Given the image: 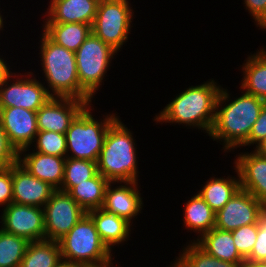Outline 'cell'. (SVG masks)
Masks as SVG:
<instances>
[{
	"instance_id": "obj_45",
	"label": "cell",
	"mask_w": 266,
	"mask_h": 267,
	"mask_svg": "<svg viewBox=\"0 0 266 267\" xmlns=\"http://www.w3.org/2000/svg\"><path fill=\"white\" fill-rule=\"evenodd\" d=\"M170 264L171 265H169V267H178V264H177V260L176 259H174V261H172Z\"/></svg>"
},
{
	"instance_id": "obj_7",
	"label": "cell",
	"mask_w": 266,
	"mask_h": 267,
	"mask_svg": "<svg viewBox=\"0 0 266 267\" xmlns=\"http://www.w3.org/2000/svg\"><path fill=\"white\" fill-rule=\"evenodd\" d=\"M130 0H99L92 33L117 52L128 42L134 9ZM121 49V50H120Z\"/></svg>"
},
{
	"instance_id": "obj_43",
	"label": "cell",
	"mask_w": 266,
	"mask_h": 267,
	"mask_svg": "<svg viewBox=\"0 0 266 267\" xmlns=\"http://www.w3.org/2000/svg\"><path fill=\"white\" fill-rule=\"evenodd\" d=\"M56 267H75V266H71V265H68L65 261H62L58 266Z\"/></svg>"
},
{
	"instance_id": "obj_15",
	"label": "cell",
	"mask_w": 266,
	"mask_h": 267,
	"mask_svg": "<svg viewBox=\"0 0 266 267\" xmlns=\"http://www.w3.org/2000/svg\"><path fill=\"white\" fill-rule=\"evenodd\" d=\"M138 186V181L109 182L102 207L133 224V218L140 215L144 206Z\"/></svg>"
},
{
	"instance_id": "obj_22",
	"label": "cell",
	"mask_w": 266,
	"mask_h": 267,
	"mask_svg": "<svg viewBox=\"0 0 266 267\" xmlns=\"http://www.w3.org/2000/svg\"><path fill=\"white\" fill-rule=\"evenodd\" d=\"M266 47L248 55L242 67L243 78L241 86L243 91L266 101Z\"/></svg>"
},
{
	"instance_id": "obj_14",
	"label": "cell",
	"mask_w": 266,
	"mask_h": 267,
	"mask_svg": "<svg viewBox=\"0 0 266 267\" xmlns=\"http://www.w3.org/2000/svg\"><path fill=\"white\" fill-rule=\"evenodd\" d=\"M0 122L17 152L31 147L38 133L36 111L21 107H0Z\"/></svg>"
},
{
	"instance_id": "obj_26",
	"label": "cell",
	"mask_w": 266,
	"mask_h": 267,
	"mask_svg": "<svg viewBox=\"0 0 266 267\" xmlns=\"http://www.w3.org/2000/svg\"><path fill=\"white\" fill-rule=\"evenodd\" d=\"M109 181L100 173L74 186L68 193L86 211L103 206L105 189Z\"/></svg>"
},
{
	"instance_id": "obj_6",
	"label": "cell",
	"mask_w": 266,
	"mask_h": 267,
	"mask_svg": "<svg viewBox=\"0 0 266 267\" xmlns=\"http://www.w3.org/2000/svg\"><path fill=\"white\" fill-rule=\"evenodd\" d=\"M88 104L71 122L66 132V158L98 161L109 126L120 116L109 113L102 119L94 118Z\"/></svg>"
},
{
	"instance_id": "obj_13",
	"label": "cell",
	"mask_w": 266,
	"mask_h": 267,
	"mask_svg": "<svg viewBox=\"0 0 266 267\" xmlns=\"http://www.w3.org/2000/svg\"><path fill=\"white\" fill-rule=\"evenodd\" d=\"M88 105L72 97H51L37 111L38 131L66 134L71 122Z\"/></svg>"
},
{
	"instance_id": "obj_36",
	"label": "cell",
	"mask_w": 266,
	"mask_h": 267,
	"mask_svg": "<svg viewBox=\"0 0 266 267\" xmlns=\"http://www.w3.org/2000/svg\"><path fill=\"white\" fill-rule=\"evenodd\" d=\"M266 137V103L261 109L259 117L257 121L252 126L251 132L249 134V138L247 141L241 146H255Z\"/></svg>"
},
{
	"instance_id": "obj_34",
	"label": "cell",
	"mask_w": 266,
	"mask_h": 267,
	"mask_svg": "<svg viewBox=\"0 0 266 267\" xmlns=\"http://www.w3.org/2000/svg\"><path fill=\"white\" fill-rule=\"evenodd\" d=\"M18 162V152L10 144L0 122V167H9Z\"/></svg>"
},
{
	"instance_id": "obj_28",
	"label": "cell",
	"mask_w": 266,
	"mask_h": 267,
	"mask_svg": "<svg viewBox=\"0 0 266 267\" xmlns=\"http://www.w3.org/2000/svg\"><path fill=\"white\" fill-rule=\"evenodd\" d=\"M189 243H186L188 245L180 250L176 258L178 267H244L209 255L195 241L189 240Z\"/></svg>"
},
{
	"instance_id": "obj_12",
	"label": "cell",
	"mask_w": 266,
	"mask_h": 267,
	"mask_svg": "<svg viewBox=\"0 0 266 267\" xmlns=\"http://www.w3.org/2000/svg\"><path fill=\"white\" fill-rule=\"evenodd\" d=\"M263 206L264 204L251 193L240 188L224 207L216 212L215 228L232 231L241 226L256 224Z\"/></svg>"
},
{
	"instance_id": "obj_31",
	"label": "cell",
	"mask_w": 266,
	"mask_h": 267,
	"mask_svg": "<svg viewBox=\"0 0 266 267\" xmlns=\"http://www.w3.org/2000/svg\"><path fill=\"white\" fill-rule=\"evenodd\" d=\"M31 147L33 151L42 154L66 157V134L53 131H38Z\"/></svg>"
},
{
	"instance_id": "obj_19",
	"label": "cell",
	"mask_w": 266,
	"mask_h": 267,
	"mask_svg": "<svg viewBox=\"0 0 266 267\" xmlns=\"http://www.w3.org/2000/svg\"><path fill=\"white\" fill-rule=\"evenodd\" d=\"M43 23L93 25L99 0H50Z\"/></svg>"
},
{
	"instance_id": "obj_39",
	"label": "cell",
	"mask_w": 266,
	"mask_h": 267,
	"mask_svg": "<svg viewBox=\"0 0 266 267\" xmlns=\"http://www.w3.org/2000/svg\"><path fill=\"white\" fill-rule=\"evenodd\" d=\"M258 230H262V235H266V205L260 210L258 217Z\"/></svg>"
},
{
	"instance_id": "obj_46",
	"label": "cell",
	"mask_w": 266,
	"mask_h": 267,
	"mask_svg": "<svg viewBox=\"0 0 266 267\" xmlns=\"http://www.w3.org/2000/svg\"><path fill=\"white\" fill-rule=\"evenodd\" d=\"M257 154L262 155L266 158V153H257Z\"/></svg>"
},
{
	"instance_id": "obj_17",
	"label": "cell",
	"mask_w": 266,
	"mask_h": 267,
	"mask_svg": "<svg viewBox=\"0 0 266 267\" xmlns=\"http://www.w3.org/2000/svg\"><path fill=\"white\" fill-rule=\"evenodd\" d=\"M233 164L239 174L241 189L266 205V158L254 150L240 152Z\"/></svg>"
},
{
	"instance_id": "obj_41",
	"label": "cell",
	"mask_w": 266,
	"mask_h": 267,
	"mask_svg": "<svg viewBox=\"0 0 266 267\" xmlns=\"http://www.w3.org/2000/svg\"><path fill=\"white\" fill-rule=\"evenodd\" d=\"M244 267H266V261L246 262Z\"/></svg>"
},
{
	"instance_id": "obj_30",
	"label": "cell",
	"mask_w": 266,
	"mask_h": 267,
	"mask_svg": "<svg viewBox=\"0 0 266 267\" xmlns=\"http://www.w3.org/2000/svg\"><path fill=\"white\" fill-rule=\"evenodd\" d=\"M98 173L97 162L66 158L62 191L69 192L74 186L93 178Z\"/></svg>"
},
{
	"instance_id": "obj_10",
	"label": "cell",
	"mask_w": 266,
	"mask_h": 267,
	"mask_svg": "<svg viewBox=\"0 0 266 267\" xmlns=\"http://www.w3.org/2000/svg\"><path fill=\"white\" fill-rule=\"evenodd\" d=\"M45 239L58 241L87 213L68 192L54 190L43 206Z\"/></svg>"
},
{
	"instance_id": "obj_44",
	"label": "cell",
	"mask_w": 266,
	"mask_h": 267,
	"mask_svg": "<svg viewBox=\"0 0 266 267\" xmlns=\"http://www.w3.org/2000/svg\"><path fill=\"white\" fill-rule=\"evenodd\" d=\"M114 262L112 261L111 263H109V264H107V265H104V266H99V267H121V265L119 266H117V265H114L113 264Z\"/></svg>"
},
{
	"instance_id": "obj_27",
	"label": "cell",
	"mask_w": 266,
	"mask_h": 267,
	"mask_svg": "<svg viewBox=\"0 0 266 267\" xmlns=\"http://www.w3.org/2000/svg\"><path fill=\"white\" fill-rule=\"evenodd\" d=\"M62 262L58 241L30 242L19 267H56Z\"/></svg>"
},
{
	"instance_id": "obj_2",
	"label": "cell",
	"mask_w": 266,
	"mask_h": 267,
	"mask_svg": "<svg viewBox=\"0 0 266 267\" xmlns=\"http://www.w3.org/2000/svg\"><path fill=\"white\" fill-rule=\"evenodd\" d=\"M185 89L172 98L153 120L161 124L165 122L198 128L208 135L214 122L216 100L221 85L212 78L203 84L191 85Z\"/></svg>"
},
{
	"instance_id": "obj_29",
	"label": "cell",
	"mask_w": 266,
	"mask_h": 267,
	"mask_svg": "<svg viewBox=\"0 0 266 267\" xmlns=\"http://www.w3.org/2000/svg\"><path fill=\"white\" fill-rule=\"evenodd\" d=\"M29 243L0 228V267H19Z\"/></svg>"
},
{
	"instance_id": "obj_23",
	"label": "cell",
	"mask_w": 266,
	"mask_h": 267,
	"mask_svg": "<svg viewBox=\"0 0 266 267\" xmlns=\"http://www.w3.org/2000/svg\"><path fill=\"white\" fill-rule=\"evenodd\" d=\"M235 174L229 175L223 178L212 176L204 184L203 187L198 190L197 193L205 200V202L211 207L214 212L219 211L224 205L235 195V193L241 188L239 174L234 167Z\"/></svg>"
},
{
	"instance_id": "obj_3",
	"label": "cell",
	"mask_w": 266,
	"mask_h": 267,
	"mask_svg": "<svg viewBox=\"0 0 266 267\" xmlns=\"http://www.w3.org/2000/svg\"><path fill=\"white\" fill-rule=\"evenodd\" d=\"M40 36L38 55L48 93L52 97H72L92 104L93 98L79 83L75 52L54 43L43 32Z\"/></svg>"
},
{
	"instance_id": "obj_37",
	"label": "cell",
	"mask_w": 266,
	"mask_h": 267,
	"mask_svg": "<svg viewBox=\"0 0 266 267\" xmlns=\"http://www.w3.org/2000/svg\"><path fill=\"white\" fill-rule=\"evenodd\" d=\"M266 260V235H262V230H258L255 245L245 262H256Z\"/></svg>"
},
{
	"instance_id": "obj_8",
	"label": "cell",
	"mask_w": 266,
	"mask_h": 267,
	"mask_svg": "<svg viewBox=\"0 0 266 267\" xmlns=\"http://www.w3.org/2000/svg\"><path fill=\"white\" fill-rule=\"evenodd\" d=\"M117 51L93 33L75 52L80 86L92 97L102 86Z\"/></svg>"
},
{
	"instance_id": "obj_4",
	"label": "cell",
	"mask_w": 266,
	"mask_h": 267,
	"mask_svg": "<svg viewBox=\"0 0 266 267\" xmlns=\"http://www.w3.org/2000/svg\"><path fill=\"white\" fill-rule=\"evenodd\" d=\"M117 118L108 128L97 161L98 173L109 182L138 181L137 146L133 132Z\"/></svg>"
},
{
	"instance_id": "obj_40",
	"label": "cell",
	"mask_w": 266,
	"mask_h": 267,
	"mask_svg": "<svg viewBox=\"0 0 266 267\" xmlns=\"http://www.w3.org/2000/svg\"><path fill=\"white\" fill-rule=\"evenodd\" d=\"M253 149L256 153H266V137L254 146Z\"/></svg>"
},
{
	"instance_id": "obj_5",
	"label": "cell",
	"mask_w": 266,
	"mask_h": 267,
	"mask_svg": "<svg viewBox=\"0 0 266 267\" xmlns=\"http://www.w3.org/2000/svg\"><path fill=\"white\" fill-rule=\"evenodd\" d=\"M58 243L62 261L71 266L99 267L114 260L113 251L102 241L87 213Z\"/></svg>"
},
{
	"instance_id": "obj_32",
	"label": "cell",
	"mask_w": 266,
	"mask_h": 267,
	"mask_svg": "<svg viewBox=\"0 0 266 267\" xmlns=\"http://www.w3.org/2000/svg\"><path fill=\"white\" fill-rule=\"evenodd\" d=\"M234 244L239 254L246 260L253 246L255 245L258 234V223L241 226L238 229L232 230Z\"/></svg>"
},
{
	"instance_id": "obj_20",
	"label": "cell",
	"mask_w": 266,
	"mask_h": 267,
	"mask_svg": "<svg viewBox=\"0 0 266 267\" xmlns=\"http://www.w3.org/2000/svg\"><path fill=\"white\" fill-rule=\"evenodd\" d=\"M87 214L92 218L100 238L111 251L115 245L127 243L131 230H134L126 219L103 207L88 211Z\"/></svg>"
},
{
	"instance_id": "obj_33",
	"label": "cell",
	"mask_w": 266,
	"mask_h": 267,
	"mask_svg": "<svg viewBox=\"0 0 266 267\" xmlns=\"http://www.w3.org/2000/svg\"><path fill=\"white\" fill-rule=\"evenodd\" d=\"M13 200L12 165L0 167V206L7 207Z\"/></svg>"
},
{
	"instance_id": "obj_21",
	"label": "cell",
	"mask_w": 266,
	"mask_h": 267,
	"mask_svg": "<svg viewBox=\"0 0 266 267\" xmlns=\"http://www.w3.org/2000/svg\"><path fill=\"white\" fill-rule=\"evenodd\" d=\"M209 255L226 262L244 265L245 259L239 254L231 231L217 228L204 233L199 239H193Z\"/></svg>"
},
{
	"instance_id": "obj_1",
	"label": "cell",
	"mask_w": 266,
	"mask_h": 267,
	"mask_svg": "<svg viewBox=\"0 0 266 267\" xmlns=\"http://www.w3.org/2000/svg\"><path fill=\"white\" fill-rule=\"evenodd\" d=\"M240 91L242 95L232 100L228 89L221 87L216 100L214 122L208 136L217 144L222 142L223 152H233L247 141L266 103L261 98Z\"/></svg>"
},
{
	"instance_id": "obj_18",
	"label": "cell",
	"mask_w": 266,
	"mask_h": 267,
	"mask_svg": "<svg viewBox=\"0 0 266 267\" xmlns=\"http://www.w3.org/2000/svg\"><path fill=\"white\" fill-rule=\"evenodd\" d=\"M13 203L43 208L55 190L32 176L18 162L12 165Z\"/></svg>"
},
{
	"instance_id": "obj_38",
	"label": "cell",
	"mask_w": 266,
	"mask_h": 267,
	"mask_svg": "<svg viewBox=\"0 0 266 267\" xmlns=\"http://www.w3.org/2000/svg\"><path fill=\"white\" fill-rule=\"evenodd\" d=\"M9 66L10 65L7 63V60L5 61L3 55H0V87L2 83L14 73L10 70L11 68Z\"/></svg>"
},
{
	"instance_id": "obj_25",
	"label": "cell",
	"mask_w": 266,
	"mask_h": 267,
	"mask_svg": "<svg viewBox=\"0 0 266 267\" xmlns=\"http://www.w3.org/2000/svg\"><path fill=\"white\" fill-rule=\"evenodd\" d=\"M185 203L183 206L184 226L188 231L193 230L194 233H197V239H199L204 233L215 227L216 212L211 209L199 193L193 195Z\"/></svg>"
},
{
	"instance_id": "obj_11",
	"label": "cell",
	"mask_w": 266,
	"mask_h": 267,
	"mask_svg": "<svg viewBox=\"0 0 266 267\" xmlns=\"http://www.w3.org/2000/svg\"><path fill=\"white\" fill-rule=\"evenodd\" d=\"M1 212L0 227L5 232L23 237L29 242L45 240L43 208L12 202Z\"/></svg>"
},
{
	"instance_id": "obj_24",
	"label": "cell",
	"mask_w": 266,
	"mask_h": 267,
	"mask_svg": "<svg viewBox=\"0 0 266 267\" xmlns=\"http://www.w3.org/2000/svg\"><path fill=\"white\" fill-rule=\"evenodd\" d=\"M41 28L51 41L73 52L92 33V26L83 23H44Z\"/></svg>"
},
{
	"instance_id": "obj_42",
	"label": "cell",
	"mask_w": 266,
	"mask_h": 267,
	"mask_svg": "<svg viewBox=\"0 0 266 267\" xmlns=\"http://www.w3.org/2000/svg\"><path fill=\"white\" fill-rule=\"evenodd\" d=\"M4 20H5V19L3 18V15H2L1 12H0V31H2L3 28H4V23H5Z\"/></svg>"
},
{
	"instance_id": "obj_9",
	"label": "cell",
	"mask_w": 266,
	"mask_h": 267,
	"mask_svg": "<svg viewBox=\"0 0 266 267\" xmlns=\"http://www.w3.org/2000/svg\"><path fill=\"white\" fill-rule=\"evenodd\" d=\"M16 73L0 87V107H21L37 111L52 97L44 86L45 81L36 79L33 72Z\"/></svg>"
},
{
	"instance_id": "obj_35",
	"label": "cell",
	"mask_w": 266,
	"mask_h": 267,
	"mask_svg": "<svg viewBox=\"0 0 266 267\" xmlns=\"http://www.w3.org/2000/svg\"><path fill=\"white\" fill-rule=\"evenodd\" d=\"M243 4L257 28L266 31V0H244Z\"/></svg>"
},
{
	"instance_id": "obj_16",
	"label": "cell",
	"mask_w": 266,
	"mask_h": 267,
	"mask_svg": "<svg viewBox=\"0 0 266 267\" xmlns=\"http://www.w3.org/2000/svg\"><path fill=\"white\" fill-rule=\"evenodd\" d=\"M30 150L31 147H28L18 152V163L32 176L48 183L55 190L61 189L66 157L46 155L33 150L29 152Z\"/></svg>"
}]
</instances>
